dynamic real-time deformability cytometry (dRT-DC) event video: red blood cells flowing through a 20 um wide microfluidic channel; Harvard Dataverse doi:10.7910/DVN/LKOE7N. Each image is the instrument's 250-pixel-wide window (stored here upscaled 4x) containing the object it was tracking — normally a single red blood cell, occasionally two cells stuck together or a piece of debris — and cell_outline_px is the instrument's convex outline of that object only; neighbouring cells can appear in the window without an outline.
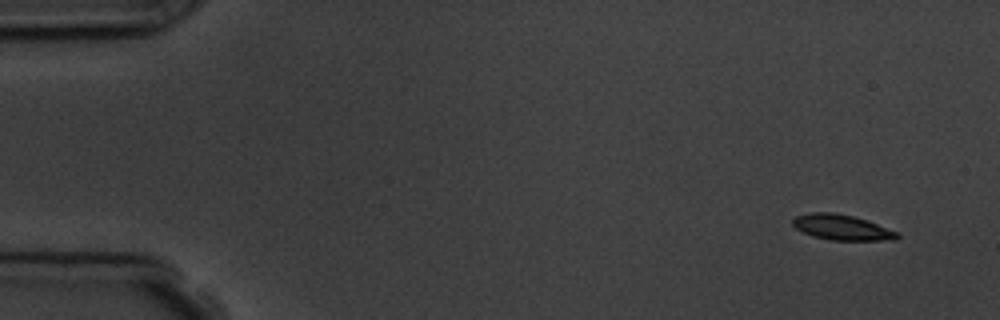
{"species": "common noctule bat (a hibernating species)", "species_latin": "Nyctalus noctula", "temperature_condition": "room temperature", "stored_images_in_passage": 4, "camera_frame_rate_fps": 3000, "um_per_image_px": 0.085, "animal": {"sex": "male", "body_mass_g": 19.5, "forearm_length_mm": 54.6}, "frame": {"image": 1, "passage_image": 1, "time_ms": 0.0, "image_size_px": [1000, 320], "cell_outline_px": [[900, 236], [896, 240], [828, 240], [812, 236], [796, 228], [792, 224], [792, 220], [796, 216], [812, 212], [832, 212], [852, 216], [900, 232]], "centroid_in_image_um": [71.56, 19.34], "position_along_channel_um": 13.4, "area_um2": 15.37}}
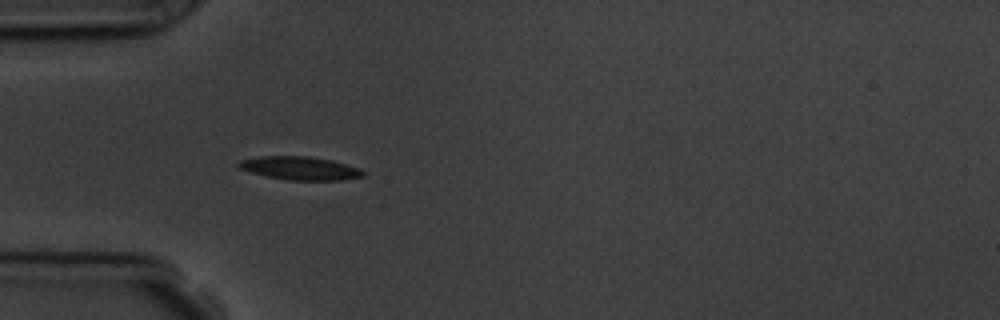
{"frame": {"image": 2, "passage_image": 4, "time_ms": 4.333, "image_size_px": [1000, 320], "cell_outline_px": [[364, 176], [340, 180], [288, 180], [268, 176], [252, 172], [240, 168], [236, 164], [240, 160], [260, 156], [308, 156], [332, 160], [360, 168], [364, 172]], "centroid_in_image_um": [25.52, 14.29], "position_along_channel_um": 59.5, "area_um2": 16.76}}